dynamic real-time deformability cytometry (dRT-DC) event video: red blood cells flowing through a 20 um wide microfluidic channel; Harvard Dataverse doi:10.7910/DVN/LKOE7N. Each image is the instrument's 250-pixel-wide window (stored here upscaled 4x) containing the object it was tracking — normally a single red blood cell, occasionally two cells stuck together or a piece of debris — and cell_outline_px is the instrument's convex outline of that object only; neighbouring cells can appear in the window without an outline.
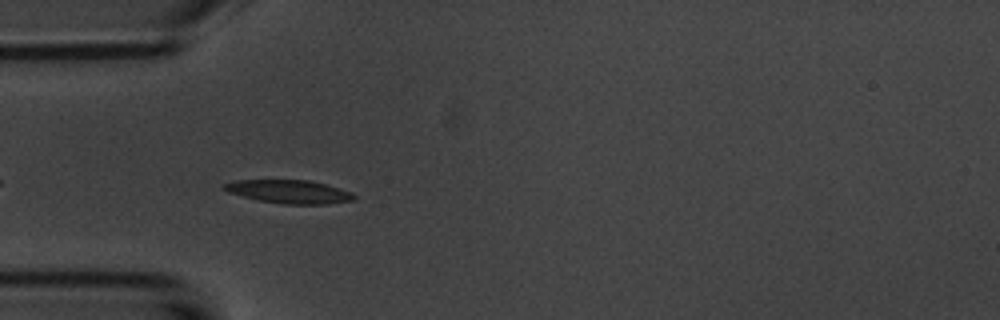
{"species": "common noctule bat (a hibernating species)", "species_latin": "Nyctalus noctula", "temperature_condition": "room temperature", "stored_images_in_passage": 42, "camera_frame_rate_fps": 3000, "um_per_image_px": 0.085, "animal": {"sex": "male", "body_mass_g": 20.1, "forearm_length_mm": 53.5}, "frame": {"image": 1, "passage_image": 4, "time_ms": 1.0, "image_size_px": [1000, 320], "cell_outline_px": [[356, 200], [324, 204], [284, 204], [260, 200], [228, 192], [220, 188], [224, 184], [236, 180], [308, 180], [324, 184], [352, 192], [356, 196]], "centroid_in_image_um": [24.59, 16.29], "position_along_channel_um": 60.4, "area_um2": 17.51}}
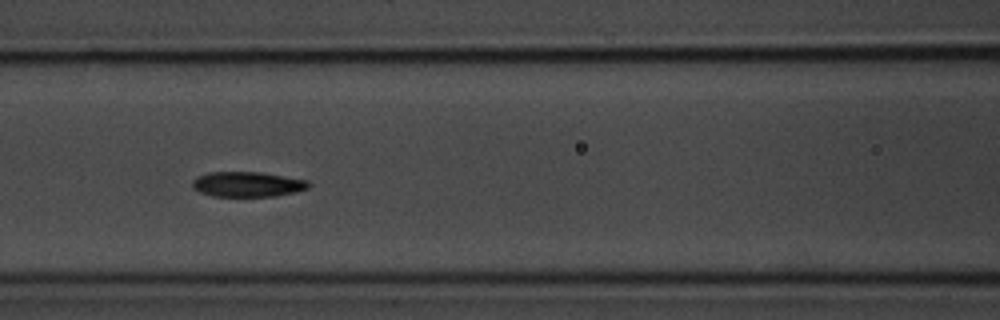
{"frame": {"image": 2, "passage_image": 11, "time_ms": 3.333, "image_size_px": [1000, 320], "cell_outline_px": [[312, 184], [308, 188], [276, 196], [212, 196], [200, 192], [192, 188], [192, 180], [208, 172], [260, 172], [308, 180]], "centroid_in_image_um": [21.03, 15.66], "position_along_channel_um": 145.6, "area_um2": 16.94}}
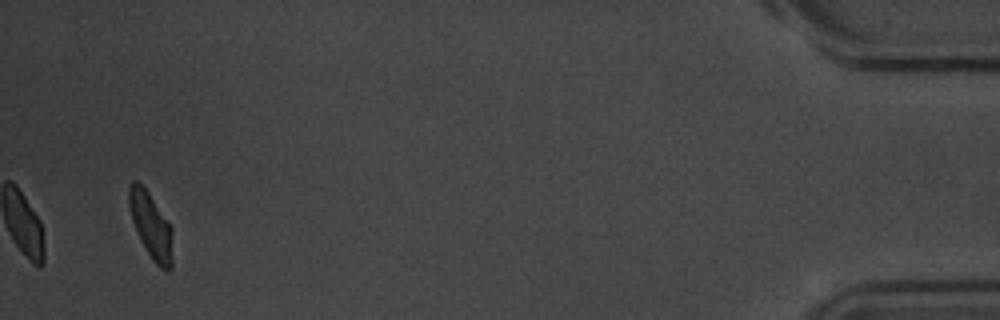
{"frame": {"image": 3, "passage_image": 40, "time_ms": 13.0, "image_size_px": [1000, 320], "cell_outline_px": [[172, 268], [168, 272], [160, 268], [152, 260], [140, 240], [132, 220], [128, 204], [128, 188], [132, 180], [136, 180], [148, 192], [172, 228]], "centroid_in_image_um": [12.83, 19.21], "position_along_channel_um": 422.4, "area_um2": 16.7}, "authors_computed_cell_mechanics": {"area_um2": 17.2244, "velocity_mm_per_s": 3.7086, "shape_relaxation_time_tau1_ms": 2.3245, "shape_relaxation_time_tau2_ms": 2.659, "deformation_change_tau1": 0.1271, "deformation_change_tau2": 0.0744}}